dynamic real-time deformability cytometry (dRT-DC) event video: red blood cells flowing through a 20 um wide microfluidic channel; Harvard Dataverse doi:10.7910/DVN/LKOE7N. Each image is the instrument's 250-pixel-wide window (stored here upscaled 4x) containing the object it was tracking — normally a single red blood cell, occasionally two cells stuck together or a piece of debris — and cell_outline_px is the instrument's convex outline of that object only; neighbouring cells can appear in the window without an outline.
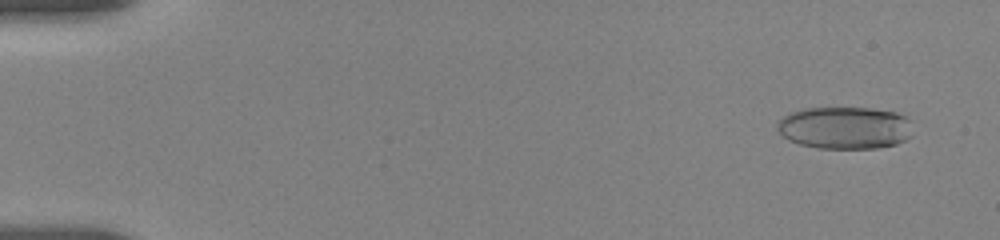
{"species": "human", "species_latin": "Homo sapiens", "temperature_condition": "room temperature", "stored_images_in_passage": 49, "camera_frame_rate_fps": 3000, "um_per_image_px": 0.085, "donor": {"sex": "female"}, "frame": {"image": 1, "passage_image": 3, "time_ms": 1.0, "image_size_px": [1000, 240], "cell_outline_px": [[912, 136], [896, 144], [876, 148], [816, 148], [800, 144], [788, 140], [776, 128], [776, 124], [784, 116], [792, 112], [804, 108], [872, 108], [896, 112], [904, 116], [908, 120]], "centroid_in_image_um": [71.8, 10.86], "position_along_channel_um": 13.2, "area_um2": 33.35}}
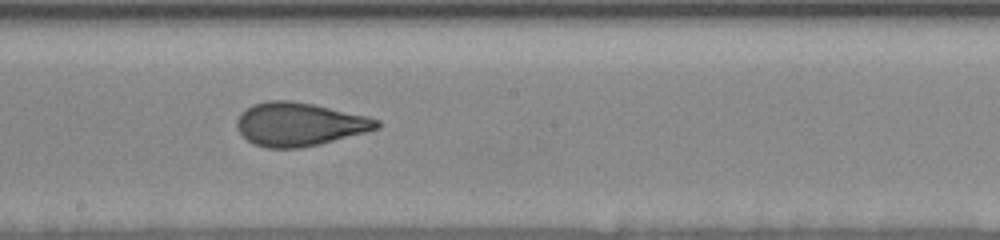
{"frame": {"image": 2, "passage_image": 30, "time_ms": 10.333, "image_size_px": [1000, 240], "cell_outline_px": [[380, 128], [368, 132], [320, 144], [300, 148], [264, 148], [252, 144], [236, 128], [236, 120], [240, 112], [252, 104], [268, 100], [288, 100], [312, 104], [368, 116], [380, 120]], "centroid_in_image_um": [25.44, 10.56], "position_along_channel_um": 222.8, "area_um2": 35.72}}
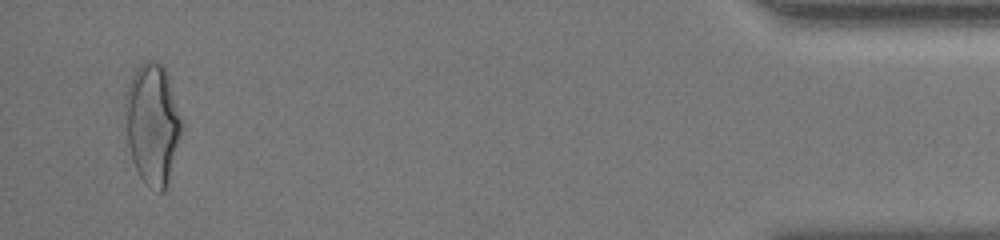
{"frame": {"image": 3, "passage_image": 48, "time_ms": 17.667, "image_size_px": [1000, 240], "cell_outline_px": [[184, 124], [168, 180], [164, 188], [160, 192], [148, 184], [140, 176], [132, 160], [128, 144], [124, 108], [124, 96], [132, 76], [136, 68], [140, 64], [148, 60], [152, 60], [160, 64], [164, 68], [168, 76]], "centroid_in_image_um": [12.95, 10.47], "position_along_channel_um": 422.2, "area_um2": 39.42}, "authors_computed_cell_mechanics": {"area_um2": 34.8534, "velocity_mm_per_s": 3.669, "shape_relaxation_time_tau1_ms": 4.7672, "shape_relaxation_time_tau2_ms": 0.8426, "deformation_change_tau1": 0.1744, "deformation_change_tau2": 0.0703}}